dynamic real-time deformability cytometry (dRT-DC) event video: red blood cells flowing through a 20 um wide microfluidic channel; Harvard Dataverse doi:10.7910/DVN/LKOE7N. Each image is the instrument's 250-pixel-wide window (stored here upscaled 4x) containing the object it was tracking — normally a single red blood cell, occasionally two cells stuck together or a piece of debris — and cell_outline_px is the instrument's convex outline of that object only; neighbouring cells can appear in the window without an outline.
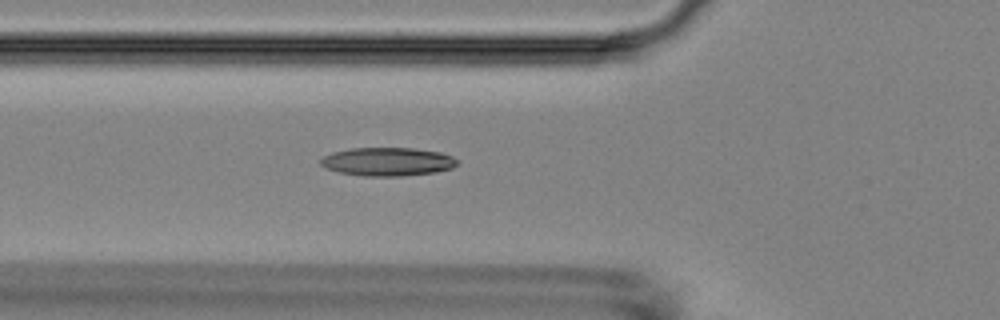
{"species": "Egyptian fruit bat (a non-hibernating species)", "species_latin": "Rousettus aegyptiacus", "temperature_condition": "room temperature", "stored_images_in_passage": 6, "camera_frame_rate_fps": 3000, "um_per_image_px": 0.085, "animal": {"sex": "female"}, "frame": {"image": 1, "passage_image": 6, "time_ms": 6.0, "image_size_px": [1000, 320], "cell_outline_px": [[460, 160], [452, 168], [436, 172], [400, 176], [364, 176], [340, 172], [324, 168], [320, 164], [320, 160], [324, 156], [332, 152], [352, 148], [416, 148], [440, 152], [452, 156]], "centroid_in_image_um": [32.95, 13.74], "position_along_channel_um": 92.8, "area_um2": 22.72}}